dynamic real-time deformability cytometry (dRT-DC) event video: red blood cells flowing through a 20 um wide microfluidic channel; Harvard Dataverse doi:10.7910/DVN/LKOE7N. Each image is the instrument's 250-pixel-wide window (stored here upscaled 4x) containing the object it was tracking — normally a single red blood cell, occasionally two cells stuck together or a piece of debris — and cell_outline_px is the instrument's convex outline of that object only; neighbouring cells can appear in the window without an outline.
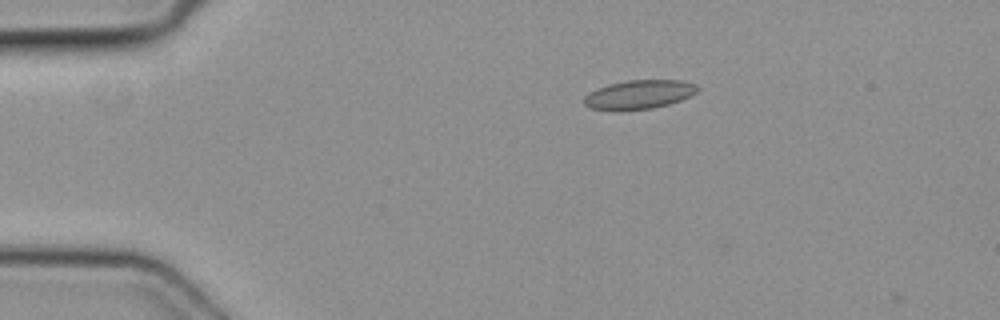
{"species": "common noctule bat (a hibernating species)", "species_latin": "Nyctalus noctula", "temperature_condition": "cold", "stored_images_in_passage": 4, "camera_frame_rate_fps": 3000, "um_per_image_px": 0.085, "animal": {"sex": "female", "body_mass_g": 19.3, "forearm_length_mm": 54.1}, "frame": {"image": 1, "passage_image": 3, "time_ms": 0.667, "image_size_px": [1000, 320], "cell_outline_px": [[700, 88], [696, 92], [680, 100], [668, 104], [652, 108], [592, 108], [584, 104], [584, 96], [596, 88], [608, 84], [628, 80], [680, 80], [696, 84]], "centroid_in_image_um": [54.35, 7.98], "position_along_channel_um": 30.6, "area_um2": 18.44}}